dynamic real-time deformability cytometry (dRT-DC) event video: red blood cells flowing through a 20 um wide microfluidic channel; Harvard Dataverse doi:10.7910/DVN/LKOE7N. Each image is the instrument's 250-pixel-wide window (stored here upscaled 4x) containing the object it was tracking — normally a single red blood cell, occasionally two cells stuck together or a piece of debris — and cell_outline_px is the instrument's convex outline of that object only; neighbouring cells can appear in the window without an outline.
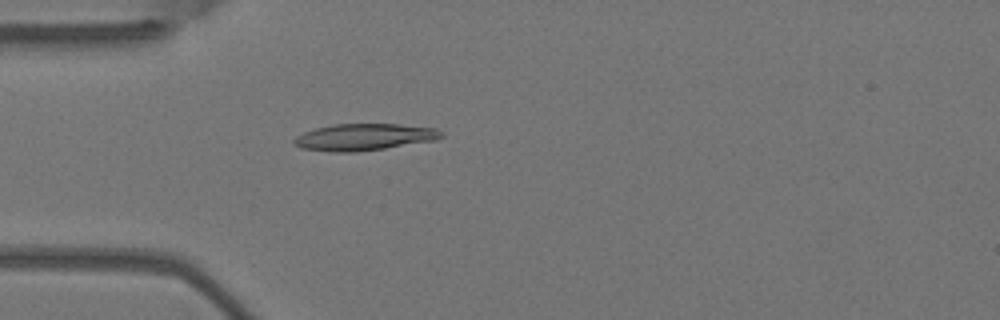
{"species": "Egyptian fruit bat (a non-hibernating species)", "species_latin": "Rousettus aegyptiacus", "temperature_condition": "warm", "stored_images_in_passage": 4, "camera_frame_rate_fps": 3000, "um_per_image_px": 0.085, "animal": {"sex": "female"}, "frame": {"image": 1, "passage_image": 4, "time_ms": 1.0, "image_size_px": [1000, 320], "cell_outline_px": [[444, 136], [436, 140], [384, 148], [356, 152], [332, 152], [300, 148], [292, 144], [292, 140], [296, 136], [304, 132], [316, 128], [332, 124], [400, 124], [436, 128], [444, 132]], "centroid_in_image_um": [30.94, 11.65], "position_along_channel_um": 54.1, "area_um2": 23.12}}